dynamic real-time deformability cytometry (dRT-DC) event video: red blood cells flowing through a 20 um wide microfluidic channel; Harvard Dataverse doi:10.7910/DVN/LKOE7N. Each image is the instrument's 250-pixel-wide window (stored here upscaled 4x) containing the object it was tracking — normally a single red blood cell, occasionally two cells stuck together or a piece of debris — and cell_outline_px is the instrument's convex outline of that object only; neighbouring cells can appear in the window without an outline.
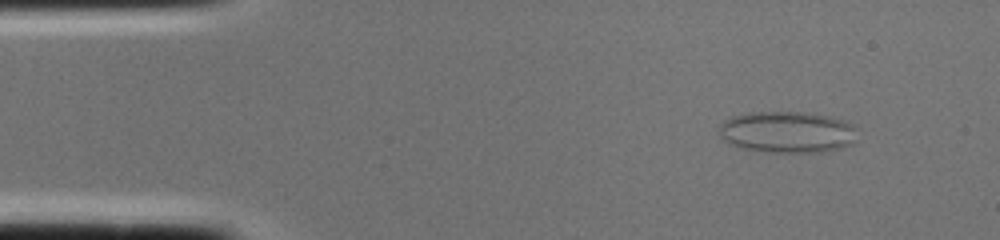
{"species": "common noctule bat (a hibernating species)", "species_latin": "Nyctalus noctula", "temperature_condition": "cold", "stored_images_in_passage": 2, "camera_frame_rate_fps": 3000, "um_per_image_px": 0.085, "animal": {"sex": "female", "body_mass_g": 22.0, "forearm_length_mm": 56.7}, "frame": {"image": 1, "passage_image": 1, "time_ms": 0.0, "image_size_px": [1000, 240], "cell_outline_px": [[856, 140], [852, 144], [840, 148], [820, 152], [768, 152], [744, 148], [728, 144], [716, 132], [720, 124], [724, 120], [732, 116], [752, 112], [804, 112], [828, 116], [848, 120], [856, 128]], "centroid_in_image_um": [66.91, 11.22], "position_along_channel_um": 18.1, "area_um2": 33.81}}